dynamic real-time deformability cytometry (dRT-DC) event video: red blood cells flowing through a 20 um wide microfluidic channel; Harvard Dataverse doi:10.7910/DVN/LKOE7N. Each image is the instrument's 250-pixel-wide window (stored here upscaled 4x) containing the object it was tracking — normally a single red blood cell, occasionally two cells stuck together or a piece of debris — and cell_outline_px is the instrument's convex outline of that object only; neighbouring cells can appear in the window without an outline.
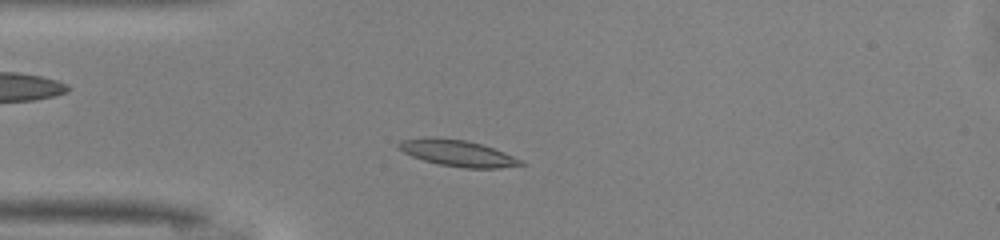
{"species": "common noctule bat (a hibernating species)", "species_latin": "Nyctalus noctula", "temperature_condition": "warm", "stored_images_in_passage": 44, "camera_frame_rate_fps": 3000, "um_per_image_px": 0.085, "animal": {"sex": "male", "body_mass_g": 13.0, "forearm_length_mm": 53.1}, "frame": {"image": 1, "passage_image": 7, "time_ms": 2.0, "image_size_px": [1000, 240], "cell_outline_px": [[528, 164], [500, 168], [464, 168], [440, 164], [424, 160], [412, 156], [396, 148], [396, 144], [404, 140], [424, 136], [432, 136], [464, 140], [480, 144], [504, 152]], "centroid_in_image_um": [38.85, 13.01], "position_along_channel_um": 46.1, "area_um2": 18.67}}
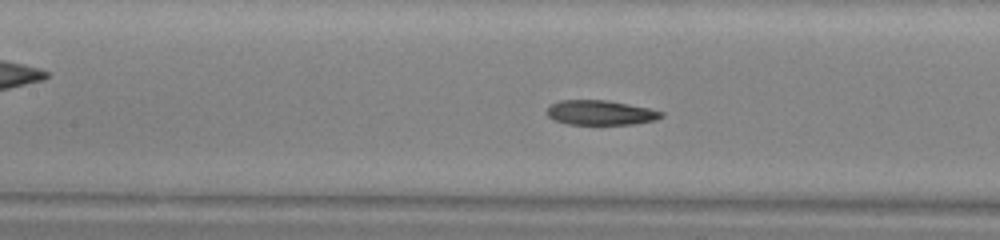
{"frame": {"image": 2, "passage_image": 16, "time_ms": 5.0, "image_size_px": [1000, 240], "cell_outline_px": [[664, 116], [656, 120], [632, 124], [568, 124], [552, 120], [548, 116], [548, 104], [560, 100], [608, 100], [648, 108], [664, 112]], "centroid_in_image_um": [51.02, 9.57], "position_along_channel_um": 156.4, "area_um2": 16.53}}
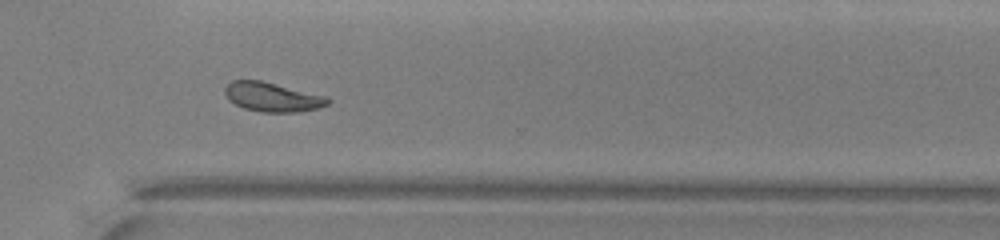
{"frame": {"image": 3, "passage_image": 30, "time_ms": 9.667, "image_size_px": [1000, 240], "cell_outline_px": [[332, 100], [328, 104], [320, 108], [300, 112], [260, 112], [244, 108], [228, 100], [224, 92], [224, 88], [232, 80], [260, 80], [328, 96]], "centroid_in_image_um": [23.18, 8.25], "position_along_channel_um": 347.4, "area_um2": 17.74}, "authors_computed_cell_mechanics": {"area_um2": 17.5712, "velocity_mm_per_s": 4.096, "shape_relaxation_time_tau1_ms": 4.262, "shape_relaxation_time_tau2_ms": 3.9117, "deformation_change_tau1": 0.1375, "deformation_change_tau2": 0.0451}}